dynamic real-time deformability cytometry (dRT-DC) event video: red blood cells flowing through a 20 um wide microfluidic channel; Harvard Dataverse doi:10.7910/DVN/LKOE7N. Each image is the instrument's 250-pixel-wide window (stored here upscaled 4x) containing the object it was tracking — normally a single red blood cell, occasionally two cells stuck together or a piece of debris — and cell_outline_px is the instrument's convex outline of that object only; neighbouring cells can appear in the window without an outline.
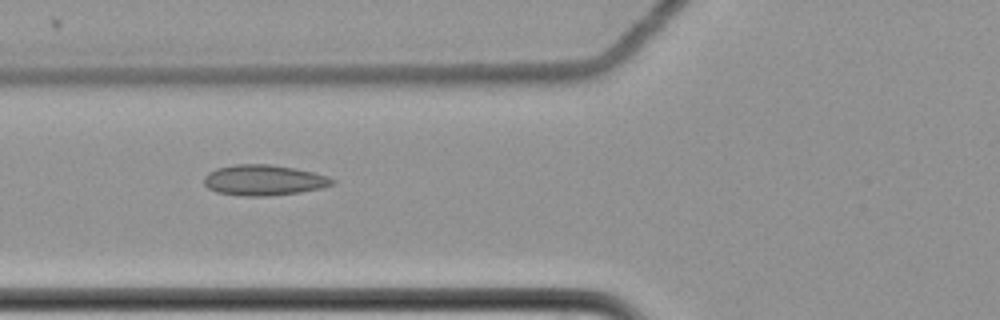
{"species": "common noctule bat (a hibernating species)", "species_latin": "Nyctalus noctula", "temperature_condition": "cold", "stored_images_in_passage": 7, "camera_frame_rate_fps": 3000, "um_per_image_px": 0.085, "animal": {"sex": "female", "body_mass_g": 22.7, "forearm_length_mm": 54.2}, "frame": {"image": 1, "passage_image": 7, "time_ms": 2.0, "image_size_px": [1000, 320], "cell_outline_px": [[336, 184], [320, 188], [300, 192], [272, 196], [240, 196], [216, 192], [208, 188], [204, 184], [204, 176], [208, 172], [216, 168], [232, 164], [272, 164], [296, 168], [328, 176], [336, 180]], "centroid_in_image_um": [22.42, 15.31], "position_along_channel_um": 103.4, "area_um2": 23.24}}